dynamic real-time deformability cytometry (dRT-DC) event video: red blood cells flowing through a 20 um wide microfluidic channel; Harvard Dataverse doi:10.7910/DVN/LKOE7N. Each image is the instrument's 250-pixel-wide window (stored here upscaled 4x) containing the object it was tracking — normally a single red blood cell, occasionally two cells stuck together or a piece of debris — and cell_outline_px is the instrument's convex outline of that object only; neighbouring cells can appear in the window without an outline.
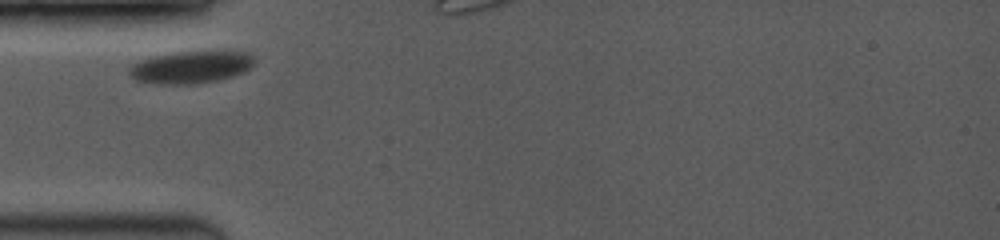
{"species": "common noctule bat (a hibernating species)", "species_latin": "Nyctalus noctula", "temperature_condition": "room temperature", "stored_images_in_passage": 13, "camera_frame_rate_fps": 3500, "um_per_image_px": 0.085, "animal": {"sex": "female", "body_mass_g": 19.0, "forearm_length_mm": 53.3}, "frame": {"image": 1, "passage_image": 1, "time_ms": 0.0, "image_size_px": [1000, 240], "cell_outline_px": [[252, 64], [244, 72], [220, 80], [192, 84], [160, 84], [136, 80], [128, 76], [128, 68], [132, 64], [140, 60], [152, 56], [176, 52], [248, 52], [252, 56]], "centroid_in_image_um": [16.15, 5.72], "position_along_channel_um": 68.9, "area_um2": 23.35}}
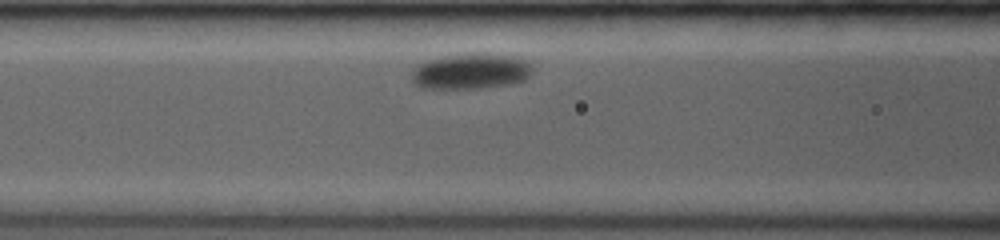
{"frame": {"image": 2, "passage_image": 7, "time_ms": 1.714, "image_size_px": [1000, 240], "cell_outline_px": [[532, 72], [524, 80], [508, 84], [480, 88], [420, 88], [412, 80], [412, 68], [416, 64], [424, 60], [444, 56], [472, 52], [488, 52], [512, 56], [524, 60], [532, 64]], "centroid_in_image_um": [39.98, 6.03], "position_along_channel_um": 126.6, "area_um2": 25.49}}
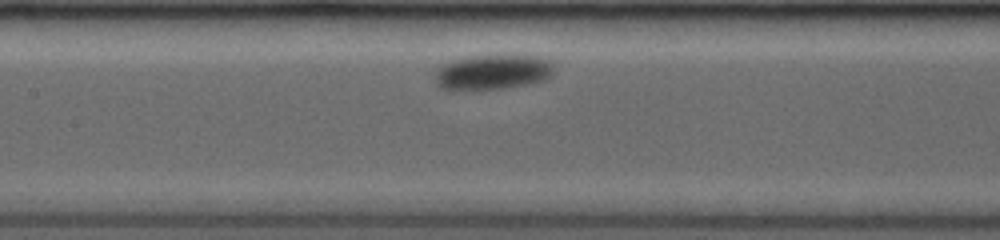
{"frame": {"image": 3, "passage_image": 11, "time_ms": 2.857, "image_size_px": [1000, 240], "cell_outline_px": [[552, 72], [544, 80], [528, 84], [504, 88], [440, 88], [436, 84], [436, 72], [444, 64], [452, 60], [468, 56], [496, 52], [504, 52], [536, 56], [548, 60], [552, 64]], "centroid_in_image_um": [41.92, 6.05], "position_along_channel_um": 165.5, "area_um2": 24.51}}